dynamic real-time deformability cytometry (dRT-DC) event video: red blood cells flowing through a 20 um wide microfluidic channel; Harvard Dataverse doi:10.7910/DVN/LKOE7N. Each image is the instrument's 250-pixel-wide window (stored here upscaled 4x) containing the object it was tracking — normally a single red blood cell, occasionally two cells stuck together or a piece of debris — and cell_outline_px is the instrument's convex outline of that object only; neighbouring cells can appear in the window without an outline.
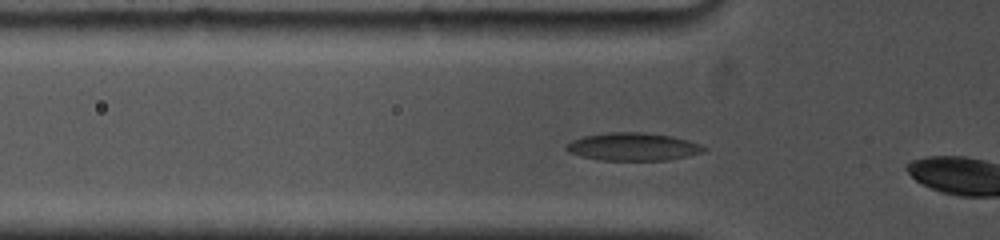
{"species": "common noctule bat (a hibernating species)", "species_latin": "Nyctalus noctula", "temperature_condition": "cold", "stored_images_in_passage": 8, "camera_frame_rate_fps": 5000, "um_per_image_px": 0.085, "animal": {"sex": "female", "body_mass_g": 19.0, "forearm_length_mm": 53.3}, "frame": {"image": 1, "passage_image": 4, "time_ms": 0.8, "image_size_px": [1000, 240], "cell_outline_px": [[708, 148], [704, 152], [668, 160], [600, 160], [580, 156], [568, 152], [564, 148], [572, 140], [584, 136], [608, 132], [644, 132], [672, 136], [688, 140], [700, 144]], "centroid_in_image_um": [53.81, 12.47], "position_along_channel_um": 72.0, "area_um2": 22.37}}